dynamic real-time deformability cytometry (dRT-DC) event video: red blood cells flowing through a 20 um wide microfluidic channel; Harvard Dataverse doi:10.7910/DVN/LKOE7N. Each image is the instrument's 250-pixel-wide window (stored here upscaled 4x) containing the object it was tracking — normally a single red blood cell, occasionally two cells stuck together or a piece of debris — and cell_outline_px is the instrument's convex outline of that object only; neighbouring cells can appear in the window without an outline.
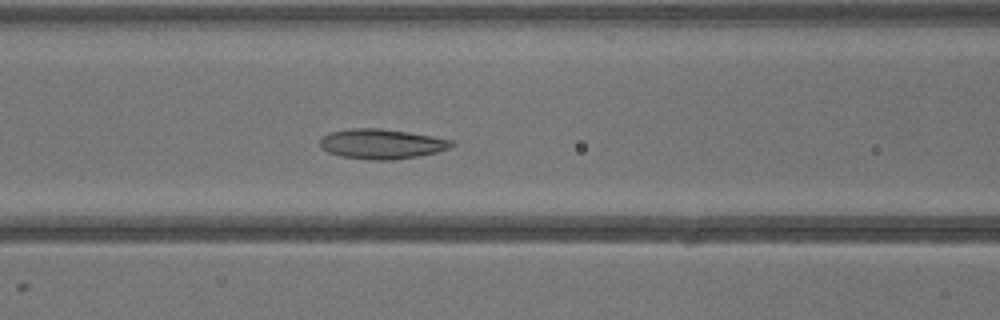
{"species": "common noctule bat (a hibernating species)", "species_latin": "Nyctalus noctula", "temperature_condition": "warm", "stored_images_in_passage": 31, "camera_frame_rate_fps": 3000, "um_per_image_px": 0.085, "animal": {"sex": "male", "body_mass_g": 13.3}, "frame": {"image": 1, "passage_image": 8, "time_ms": 2.333, "image_size_px": [1000, 320], "cell_outline_px": [[456, 144], [448, 148], [436, 152], [416, 156], [392, 160], [372, 160], [340, 156], [328, 152], [320, 148], [320, 140], [328, 132], [352, 128], [380, 128], [408, 132], [432, 136], [452, 140]], "centroid_in_image_um": [32.41, 12.23], "position_along_channel_um": 134.2, "area_um2": 22.89}}
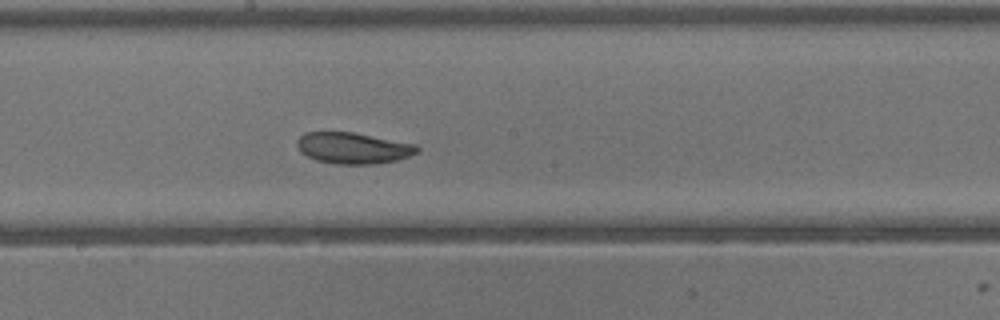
{"frame": {"image": 2, "passage_image": 13, "time_ms": 4.0, "image_size_px": [1000, 320], "cell_outline_px": [[420, 152], [396, 160], [376, 164], [336, 164], [316, 160], [300, 152], [296, 144], [296, 140], [304, 132], [352, 132], [416, 144], [420, 148]], "centroid_in_image_um": [30.01, 12.58], "position_along_channel_um": 218.2, "area_um2": 21.91}}
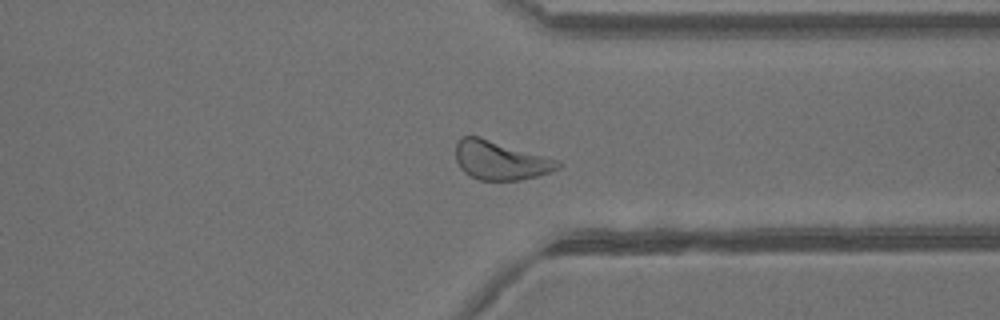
{"frame": {"image": 3, "passage_image": 22, "time_ms": 7.0, "image_size_px": [1000, 320], "cell_outline_px": [[564, 164], [560, 168], [552, 172], [520, 180], [480, 180], [464, 172], [460, 168], [456, 160], [456, 144], [460, 136], [480, 136], [560, 160]], "centroid_in_image_um": [42.57, 13.62], "position_along_channel_um": 368.8, "area_um2": 23.41}}